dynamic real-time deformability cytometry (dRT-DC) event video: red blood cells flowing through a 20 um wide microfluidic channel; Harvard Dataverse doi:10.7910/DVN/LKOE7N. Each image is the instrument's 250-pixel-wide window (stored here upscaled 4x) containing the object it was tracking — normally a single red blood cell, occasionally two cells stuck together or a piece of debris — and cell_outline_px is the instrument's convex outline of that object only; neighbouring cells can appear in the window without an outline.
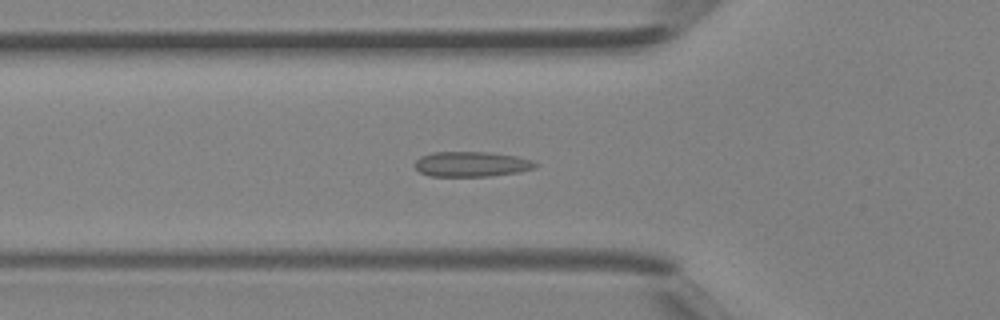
{"species": "Egyptian fruit bat (a non-hibernating species)", "species_latin": "Rousettus aegyptiacus", "temperature_condition": "room temperature", "stored_images_in_passage": 39, "camera_frame_rate_fps": 3000, "um_per_image_px": 0.085, "animal": {"sex": "female"}, "frame": {"image": 1, "passage_image": 12, "time_ms": 3.667, "image_size_px": [1000, 320], "cell_outline_px": [[540, 164], [536, 168], [520, 172], [488, 176], [428, 176], [420, 172], [416, 168], [416, 160], [420, 156], [432, 152], [492, 152], [516, 156], [532, 160]], "centroid_in_image_um": [40.12, 13.95], "position_along_channel_um": 85.7, "area_um2": 17.8}}
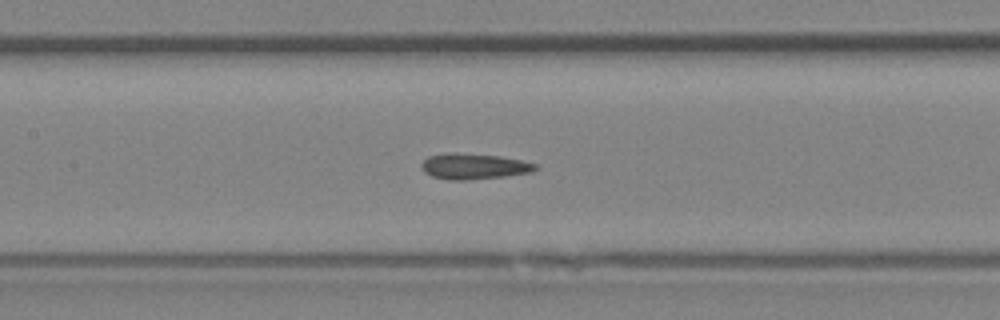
{"frame": {"image": 2, "passage_image": 17, "time_ms": 5.333, "image_size_px": [1000, 320], "cell_outline_px": [[540, 168], [532, 172], [504, 176], [468, 180], [448, 180], [432, 176], [424, 172], [420, 168], [420, 164], [428, 156], [452, 152], [500, 156], [524, 160], [536, 164]], "centroid_in_image_um": [40.28, 14.14], "position_along_channel_um": 167.1, "area_um2": 17.28}}
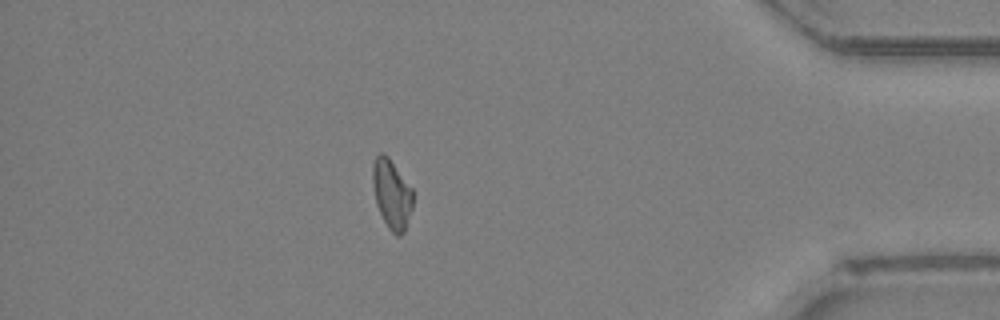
{"frame": {"image": 3, "passage_image": 34, "time_ms": 11.0, "image_size_px": [1000, 320], "cell_outline_px": [[412, 208], [404, 232], [400, 236], [396, 236], [388, 228], [376, 204], [372, 184], [372, 164], [376, 156], [380, 152], [384, 152], [388, 156], [412, 188]], "centroid_in_image_um": [33.28, 16.47], "position_along_channel_um": 401.9, "area_um2": 16.3}}